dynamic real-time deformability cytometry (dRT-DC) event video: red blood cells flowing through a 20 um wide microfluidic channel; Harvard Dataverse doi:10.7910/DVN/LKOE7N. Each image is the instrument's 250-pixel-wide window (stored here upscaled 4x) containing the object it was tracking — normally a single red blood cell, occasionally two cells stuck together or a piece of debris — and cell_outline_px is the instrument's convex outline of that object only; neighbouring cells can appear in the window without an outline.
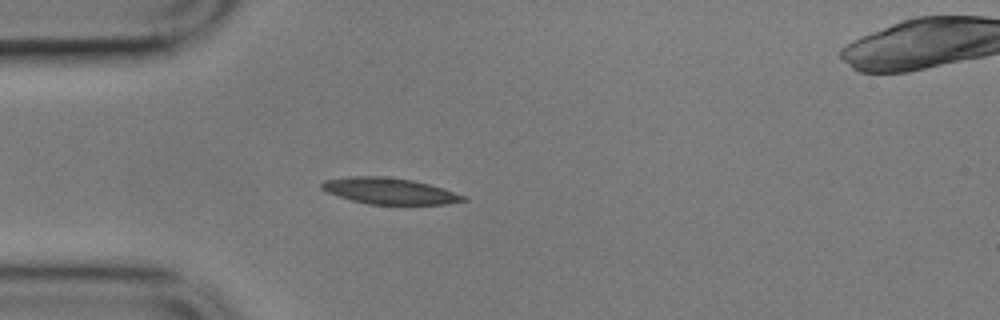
{"species": "common noctule bat (a hibernating species)", "species_latin": "Nyctalus noctula", "temperature_condition": "cold", "stored_images_in_passage": 5, "camera_frame_rate_fps": 3000, "um_per_image_px": 0.085, "animal": {"sex": "male", "body_mass_g": 17.9}, "frame": {"image": 1, "passage_image": 5, "time_ms": 1.333, "image_size_px": [1000, 320], "cell_outline_px": [[468, 200], [448, 204], [368, 204], [352, 200], [328, 192], [320, 188], [320, 184], [324, 180], [352, 176], [384, 176], [412, 180], [428, 184], [468, 196]], "centroid_in_image_um": [33.13, 16.23], "position_along_channel_um": 51.9, "area_um2": 21.5}}